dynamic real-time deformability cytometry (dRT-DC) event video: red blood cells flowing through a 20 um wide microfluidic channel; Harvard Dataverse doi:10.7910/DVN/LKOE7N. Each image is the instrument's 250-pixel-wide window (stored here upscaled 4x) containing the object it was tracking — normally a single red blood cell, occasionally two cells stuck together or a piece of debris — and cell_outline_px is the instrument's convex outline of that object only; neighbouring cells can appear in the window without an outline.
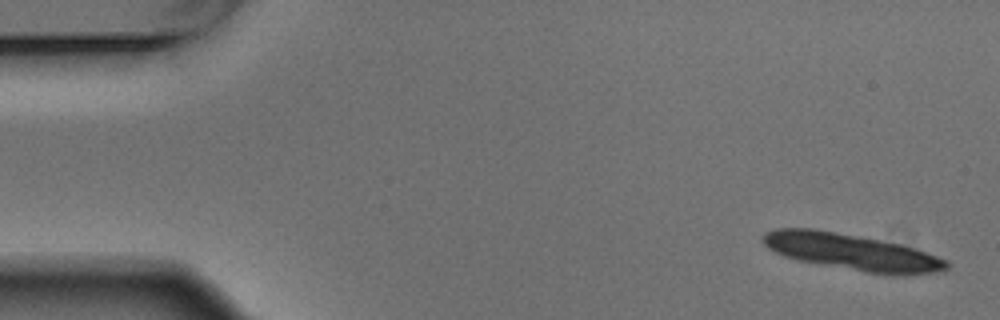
{"species": "Egyptian fruit bat (a non-hibernating species)", "species_latin": "Rousettus aegyptiacus", "temperature_condition": "warm", "stored_images_in_passage": 5, "camera_frame_rate_fps": 3000, "um_per_image_px": 0.085, "animal": {"sex": "male"}, "frame": {"image": 1, "passage_image": 1, "time_ms": 0.0, "image_size_px": [1000, 320], "cell_outline_px": [[948, 268], [936, 272], [900, 276], [868, 272], [796, 260], [784, 256], [768, 248], [760, 240], [760, 236], [764, 232], [776, 228], [812, 228], [900, 244], [916, 248], [948, 260]], "centroid_in_image_um": [72.37, 21.42], "position_along_channel_um": 12.6, "area_um2": 38.78}}